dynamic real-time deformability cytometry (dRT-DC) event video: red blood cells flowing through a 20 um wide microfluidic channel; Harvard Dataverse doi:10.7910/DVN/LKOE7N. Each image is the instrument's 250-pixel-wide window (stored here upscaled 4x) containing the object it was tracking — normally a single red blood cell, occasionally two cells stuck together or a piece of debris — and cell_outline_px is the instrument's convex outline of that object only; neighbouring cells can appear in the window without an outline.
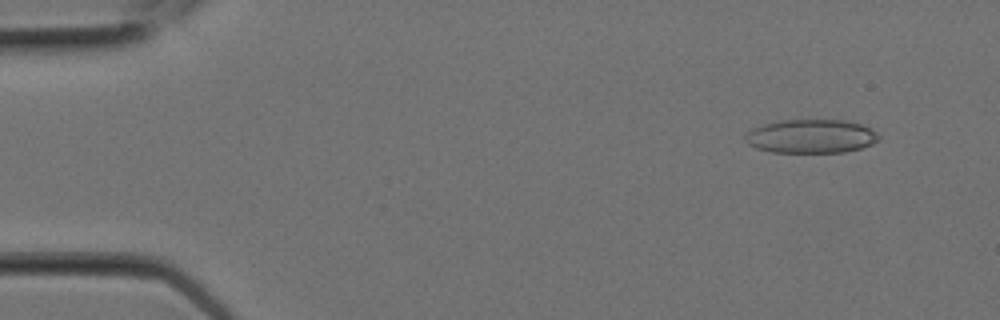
{"species": "Egyptian fruit bat (a non-hibernating species)", "species_latin": "Rousettus aegyptiacus", "temperature_condition": "room temperature", "stored_images_in_passage": 2, "camera_frame_rate_fps": 3000, "um_per_image_px": 0.085, "animal": {"sex": "female"}, "frame": {"image": 1, "passage_image": 1, "time_ms": 0.0, "image_size_px": [1000, 320], "cell_outline_px": [[880, 140], [872, 144], [860, 148], [844, 152], [772, 152], [756, 148], [748, 144], [744, 140], [744, 136], [752, 128], [764, 124], [780, 120], [844, 120], [860, 124], [876, 132], [880, 136]], "centroid_in_image_um": [68.92, 11.58], "position_along_channel_um": 16.1, "area_um2": 26.24}}